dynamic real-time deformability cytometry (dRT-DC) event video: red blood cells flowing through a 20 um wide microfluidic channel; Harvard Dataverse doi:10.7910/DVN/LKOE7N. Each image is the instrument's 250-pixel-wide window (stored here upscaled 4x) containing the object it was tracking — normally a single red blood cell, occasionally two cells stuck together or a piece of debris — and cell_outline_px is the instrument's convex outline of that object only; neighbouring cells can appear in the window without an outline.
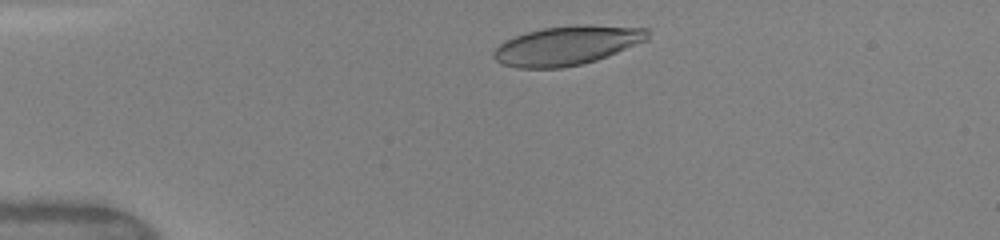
{"species": "human", "species_latin": "Homo sapiens", "temperature_condition": "warm", "stored_images_in_passage": 37, "camera_frame_rate_fps": 3000, "um_per_image_px": 0.085, "donor": {"sex": "female"}, "frame": {"image": 1, "passage_image": 4, "time_ms": 1.0, "image_size_px": [1000, 240], "cell_outline_px": [[648, 40], [608, 56], [584, 64], [560, 68], [516, 68], [500, 64], [492, 56], [492, 52], [504, 40], [528, 32], [544, 28], [576, 24], [648, 28]], "centroid_in_image_um": [48.18, 3.88], "position_along_channel_um": 36.8, "area_um2": 35.2}}
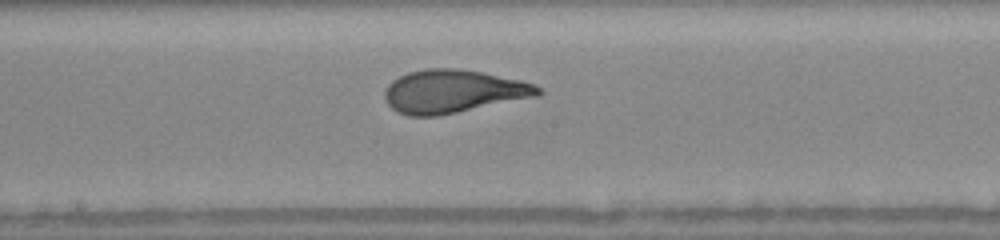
{"frame": {"image": 2, "passage_image": 20, "time_ms": 6.333, "image_size_px": [1000, 240], "cell_outline_px": [[544, 92], [540, 96], [436, 116], [408, 116], [392, 108], [384, 100], [384, 92], [388, 84], [392, 80], [408, 72], [424, 68], [460, 68], [520, 80], [532, 84], [540, 88]], "centroid_in_image_um": [38.51, 7.76], "position_along_channel_um": 209.7, "area_um2": 38.55}}
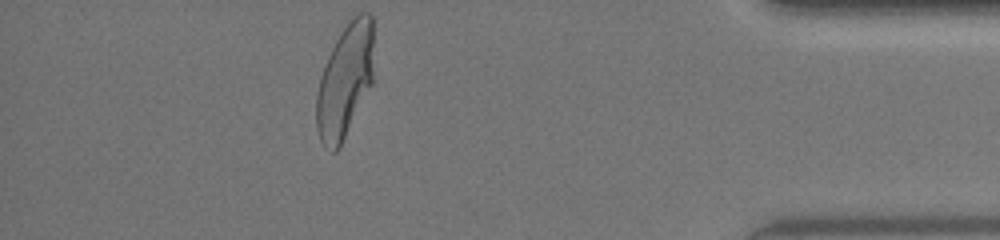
{"frame": {"image": 3, "passage_image": 37, "time_ms": 12.0, "image_size_px": [1000, 240], "cell_outline_px": [[372, 84], [340, 148], [336, 152], [332, 152], [324, 148], [320, 140], [316, 128], [316, 92], [320, 76], [328, 56], [340, 32], [348, 20], [352, 16], [360, 12], [372, 12]], "centroid_in_image_um": [29.3, 6.9], "position_along_channel_um": 405.9, "area_um2": 38.32}, "authors_computed_cell_mechanics": {"area_um2": 37.7434, "velocity_mm_per_s": 4.1232, "shape_relaxation_time_tau1_ms": 3.8459, "shape_relaxation_time_tau2_ms": 0.6546, "deformation_change_tau1": 0.1981, "deformation_change_tau2": 0.0645}}